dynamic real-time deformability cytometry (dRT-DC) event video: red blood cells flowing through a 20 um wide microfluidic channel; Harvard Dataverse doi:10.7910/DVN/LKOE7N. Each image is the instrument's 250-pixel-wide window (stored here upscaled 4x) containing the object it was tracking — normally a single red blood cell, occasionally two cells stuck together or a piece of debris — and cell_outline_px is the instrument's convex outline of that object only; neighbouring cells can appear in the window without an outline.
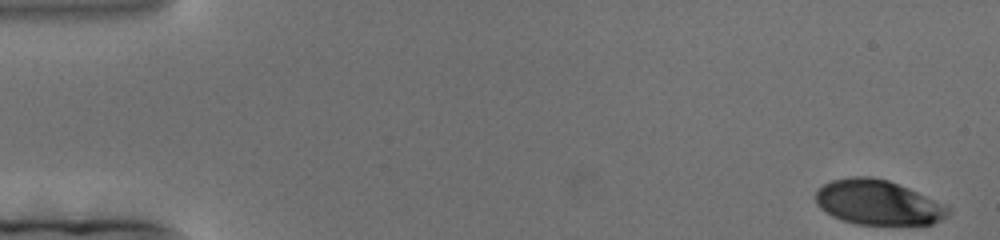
{"species": "human", "species_latin": "Homo sapiens", "temperature_condition": "cold", "stored_images_in_passage": 193, "camera_frame_rate_fps": 3000, "um_per_image_px": 0.085, "donor": {"sex": "female"}, "frame": {"image": 1, "passage_image": 1, "time_ms": 0.0, "image_size_px": [1000, 240], "cell_outline_px": [[948, 212], [940, 220], [932, 224], [856, 224], [832, 216], [820, 208], [816, 204], [816, 192], [824, 184], [832, 180], [852, 176], [872, 176], [888, 180], [908, 188], [948, 208]], "centroid_in_image_um": [74.54, 17.2], "position_along_channel_um": 10.5, "area_um2": 33.87}}
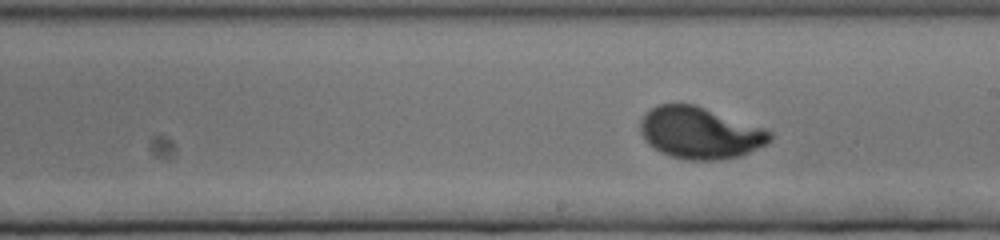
{"frame": {"image": 2, "passage_image": 107, "time_ms": 35.333, "image_size_px": [1000, 240], "cell_outline_px": [[772, 140], [768, 144], [740, 156], [720, 160], [688, 160], [672, 156], [660, 152], [648, 144], [644, 140], [640, 132], [640, 120], [656, 104], [696, 104], [764, 128], [772, 132]], "centroid_in_image_um": [59.51, 11.3], "position_along_channel_um": 229.5, "area_um2": 39.25}}
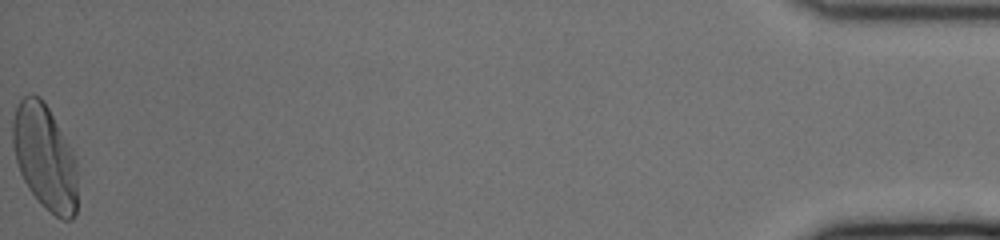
{"frame": {"image": 3, "passage_image": 193, "time_ms": 64.0, "image_size_px": [1000, 240], "cell_outline_px": [[76, 212], [72, 220], [60, 220], [28, 188], [20, 172], [16, 160], [12, 144], [12, 120], [16, 104], [24, 96], [32, 92], [40, 96], [44, 100], [72, 148], [76, 156]], "centroid_in_image_um": [3.8, 13.29], "position_along_channel_um": 431.4, "area_um2": 39.88}}